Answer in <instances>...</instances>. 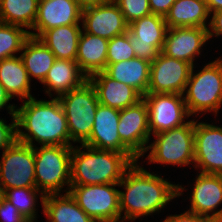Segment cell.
Here are the masks:
<instances>
[{
  "label": "cell",
  "mask_w": 222,
  "mask_h": 222,
  "mask_svg": "<svg viewBox=\"0 0 222 222\" xmlns=\"http://www.w3.org/2000/svg\"><path fill=\"white\" fill-rule=\"evenodd\" d=\"M134 162L118 183L120 213L122 221H135L141 216L159 213L175 198L183 196L187 190L183 185L173 184L159 174L150 172Z\"/></svg>",
  "instance_id": "6da1fadb"
},
{
  "label": "cell",
  "mask_w": 222,
  "mask_h": 222,
  "mask_svg": "<svg viewBox=\"0 0 222 222\" xmlns=\"http://www.w3.org/2000/svg\"><path fill=\"white\" fill-rule=\"evenodd\" d=\"M16 107V141L35 147L73 146L65 112L58 98L37 100L32 97ZM23 129V130H21ZM35 141L38 144H34Z\"/></svg>",
  "instance_id": "7a4b0ae2"
},
{
  "label": "cell",
  "mask_w": 222,
  "mask_h": 222,
  "mask_svg": "<svg viewBox=\"0 0 222 222\" xmlns=\"http://www.w3.org/2000/svg\"><path fill=\"white\" fill-rule=\"evenodd\" d=\"M139 160L133 153L74 145L71 152V185L119 183L125 171Z\"/></svg>",
  "instance_id": "3957f363"
},
{
  "label": "cell",
  "mask_w": 222,
  "mask_h": 222,
  "mask_svg": "<svg viewBox=\"0 0 222 222\" xmlns=\"http://www.w3.org/2000/svg\"><path fill=\"white\" fill-rule=\"evenodd\" d=\"M191 69L183 98L190 116L213 112L217 116L222 106V58L207 63L203 68Z\"/></svg>",
  "instance_id": "277c9868"
},
{
  "label": "cell",
  "mask_w": 222,
  "mask_h": 222,
  "mask_svg": "<svg viewBox=\"0 0 222 222\" xmlns=\"http://www.w3.org/2000/svg\"><path fill=\"white\" fill-rule=\"evenodd\" d=\"M73 146L34 147L36 188L44 195L69 192L71 152Z\"/></svg>",
  "instance_id": "5b68a950"
},
{
  "label": "cell",
  "mask_w": 222,
  "mask_h": 222,
  "mask_svg": "<svg viewBox=\"0 0 222 222\" xmlns=\"http://www.w3.org/2000/svg\"><path fill=\"white\" fill-rule=\"evenodd\" d=\"M155 137V139H154ZM149 142L146 160L151 164L172 166L194 165V119L180 127L154 134Z\"/></svg>",
  "instance_id": "8992f818"
},
{
  "label": "cell",
  "mask_w": 222,
  "mask_h": 222,
  "mask_svg": "<svg viewBox=\"0 0 222 222\" xmlns=\"http://www.w3.org/2000/svg\"><path fill=\"white\" fill-rule=\"evenodd\" d=\"M58 99L65 112L71 141L84 144L90 138L99 105L94 86L87 80Z\"/></svg>",
  "instance_id": "52a82bcc"
},
{
  "label": "cell",
  "mask_w": 222,
  "mask_h": 222,
  "mask_svg": "<svg viewBox=\"0 0 222 222\" xmlns=\"http://www.w3.org/2000/svg\"><path fill=\"white\" fill-rule=\"evenodd\" d=\"M118 183L70 185L78 206L96 222H121Z\"/></svg>",
  "instance_id": "ba28073f"
},
{
  "label": "cell",
  "mask_w": 222,
  "mask_h": 222,
  "mask_svg": "<svg viewBox=\"0 0 222 222\" xmlns=\"http://www.w3.org/2000/svg\"><path fill=\"white\" fill-rule=\"evenodd\" d=\"M2 191L19 187H36L34 147L15 141L2 152L0 159Z\"/></svg>",
  "instance_id": "9c48e42d"
},
{
  "label": "cell",
  "mask_w": 222,
  "mask_h": 222,
  "mask_svg": "<svg viewBox=\"0 0 222 222\" xmlns=\"http://www.w3.org/2000/svg\"><path fill=\"white\" fill-rule=\"evenodd\" d=\"M143 99L148 107L151 135L180 127L191 117L183 94L147 93Z\"/></svg>",
  "instance_id": "30bf717a"
},
{
  "label": "cell",
  "mask_w": 222,
  "mask_h": 222,
  "mask_svg": "<svg viewBox=\"0 0 222 222\" xmlns=\"http://www.w3.org/2000/svg\"><path fill=\"white\" fill-rule=\"evenodd\" d=\"M167 30L165 18L153 13L130 23L127 32L136 57L152 63L163 49Z\"/></svg>",
  "instance_id": "8fae6325"
},
{
  "label": "cell",
  "mask_w": 222,
  "mask_h": 222,
  "mask_svg": "<svg viewBox=\"0 0 222 222\" xmlns=\"http://www.w3.org/2000/svg\"><path fill=\"white\" fill-rule=\"evenodd\" d=\"M194 168L222 175V127L194 119Z\"/></svg>",
  "instance_id": "7c38bea8"
},
{
  "label": "cell",
  "mask_w": 222,
  "mask_h": 222,
  "mask_svg": "<svg viewBox=\"0 0 222 222\" xmlns=\"http://www.w3.org/2000/svg\"><path fill=\"white\" fill-rule=\"evenodd\" d=\"M118 133L121 142L139 159L145 157L151 140L148 107L144 99L120 110Z\"/></svg>",
  "instance_id": "4fadbf2b"
},
{
  "label": "cell",
  "mask_w": 222,
  "mask_h": 222,
  "mask_svg": "<svg viewBox=\"0 0 222 222\" xmlns=\"http://www.w3.org/2000/svg\"><path fill=\"white\" fill-rule=\"evenodd\" d=\"M192 65L160 52L151 63L148 93L183 94Z\"/></svg>",
  "instance_id": "5bb4252c"
},
{
  "label": "cell",
  "mask_w": 222,
  "mask_h": 222,
  "mask_svg": "<svg viewBox=\"0 0 222 222\" xmlns=\"http://www.w3.org/2000/svg\"><path fill=\"white\" fill-rule=\"evenodd\" d=\"M82 30L107 40L127 32L123 13L115 2L91 6L82 9Z\"/></svg>",
  "instance_id": "9a60e30c"
},
{
  "label": "cell",
  "mask_w": 222,
  "mask_h": 222,
  "mask_svg": "<svg viewBox=\"0 0 222 222\" xmlns=\"http://www.w3.org/2000/svg\"><path fill=\"white\" fill-rule=\"evenodd\" d=\"M209 40L208 28L174 27L168 28L162 53L194 66V60L201 55L203 45Z\"/></svg>",
  "instance_id": "2e32d148"
},
{
  "label": "cell",
  "mask_w": 222,
  "mask_h": 222,
  "mask_svg": "<svg viewBox=\"0 0 222 222\" xmlns=\"http://www.w3.org/2000/svg\"><path fill=\"white\" fill-rule=\"evenodd\" d=\"M188 211L222 220V175L199 172L189 197Z\"/></svg>",
  "instance_id": "e0dca14e"
},
{
  "label": "cell",
  "mask_w": 222,
  "mask_h": 222,
  "mask_svg": "<svg viewBox=\"0 0 222 222\" xmlns=\"http://www.w3.org/2000/svg\"><path fill=\"white\" fill-rule=\"evenodd\" d=\"M119 117L120 110L99 103L90 138L84 145L118 153H132L121 142L117 130Z\"/></svg>",
  "instance_id": "ac0fdd59"
},
{
  "label": "cell",
  "mask_w": 222,
  "mask_h": 222,
  "mask_svg": "<svg viewBox=\"0 0 222 222\" xmlns=\"http://www.w3.org/2000/svg\"><path fill=\"white\" fill-rule=\"evenodd\" d=\"M81 18L82 8L75 0H46L38 3L37 18L29 35L38 38L54 27L82 24Z\"/></svg>",
  "instance_id": "d6986e66"
},
{
  "label": "cell",
  "mask_w": 222,
  "mask_h": 222,
  "mask_svg": "<svg viewBox=\"0 0 222 222\" xmlns=\"http://www.w3.org/2000/svg\"><path fill=\"white\" fill-rule=\"evenodd\" d=\"M94 86L100 104L118 110L133 106L143 99L134 88L112 79L104 71L88 78Z\"/></svg>",
  "instance_id": "ffe728a7"
},
{
  "label": "cell",
  "mask_w": 222,
  "mask_h": 222,
  "mask_svg": "<svg viewBox=\"0 0 222 222\" xmlns=\"http://www.w3.org/2000/svg\"><path fill=\"white\" fill-rule=\"evenodd\" d=\"M88 77L81 71L76 61L56 59L41 83L45 93L52 98L82 86ZM53 92V93H52Z\"/></svg>",
  "instance_id": "44dd1931"
},
{
  "label": "cell",
  "mask_w": 222,
  "mask_h": 222,
  "mask_svg": "<svg viewBox=\"0 0 222 222\" xmlns=\"http://www.w3.org/2000/svg\"><path fill=\"white\" fill-rule=\"evenodd\" d=\"M108 41L82 30L79 36L76 62L88 78L106 69Z\"/></svg>",
  "instance_id": "7402d4cb"
},
{
  "label": "cell",
  "mask_w": 222,
  "mask_h": 222,
  "mask_svg": "<svg viewBox=\"0 0 222 222\" xmlns=\"http://www.w3.org/2000/svg\"><path fill=\"white\" fill-rule=\"evenodd\" d=\"M151 63L134 57L126 61L109 64L104 72L114 80L137 90L142 96L148 93Z\"/></svg>",
  "instance_id": "603a6c76"
},
{
  "label": "cell",
  "mask_w": 222,
  "mask_h": 222,
  "mask_svg": "<svg viewBox=\"0 0 222 222\" xmlns=\"http://www.w3.org/2000/svg\"><path fill=\"white\" fill-rule=\"evenodd\" d=\"M0 84L11 99L17 97L25 101L34 97L30 92L31 80L20 55L0 60Z\"/></svg>",
  "instance_id": "cb8c5ba5"
},
{
  "label": "cell",
  "mask_w": 222,
  "mask_h": 222,
  "mask_svg": "<svg viewBox=\"0 0 222 222\" xmlns=\"http://www.w3.org/2000/svg\"><path fill=\"white\" fill-rule=\"evenodd\" d=\"M82 24L59 26L44 31L38 38L50 49L56 59L76 61Z\"/></svg>",
  "instance_id": "d4e9b609"
},
{
  "label": "cell",
  "mask_w": 222,
  "mask_h": 222,
  "mask_svg": "<svg viewBox=\"0 0 222 222\" xmlns=\"http://www.w3.org/2000/svg\"><path fill=\"white\" fill-rule=\"evenodd\" d=\"M205 0H176L165 16L168 28L202 27L208 28L210 20Z\"/></svg>",
  "instance_id": "484cf974"
},
{
  "label": "cell",
  "mask_w": 222,
  "mask_h": 222,
  "mask_svg": "<svg viewBox=\"0 0 222 222\" xmlns=\"http://www.w3.org/2000/svg\"><path fill=\"white\" fill-rule=\"evenodd\" d=\"M42 209L46 222H96L78 206L69 192L45 195Z\"/></svg>",
  "instance_id": "4316f807"
},
{
  "label": "cell",
  "mask_w": 222,
  "mask_h": 222,
  "mask_svg": "<svg viewBox=\"0 0 222 222\" xmlns=\"http://www.w3.org/2000/svg\"><path fill=\"white\" fill-rule=\"evenodd\" d=\"M29 78L43 82L56 57L39 39L29 36L23 44L20 54Z\"/></svg>",
  "instance_id": "83f0119b"
},
{
  "label": "cell",
  "mask_w": 222,
  "mask_h": 222,
  "mask_svg": "<svg viewBox=\"0 0 222 222\" xmlns=\"http://www.w3.org/2000/svg\"><path fill=\"white\" fill-rule=\"evenodd\" d=\"M38 14L37 0H0V22L33 28Z\"/></svg>",
  "instance_id": "f1b7e54d"
},
{
  "label": "cell",
  "mask_w": 222,
  "mask_h": 222,
  "mask_svg": "<svg viewBox=\"0 0 222 222\" xmlns=\"http://www.w3.org/2000/svg\"><path fill=\"white\" fill-rule=\"evenodd\" d=\"M3 197L11 202L30 222H36V211L38 210L36 208L38 207L37 202L40 199L43 207L45 195L36 187H19L5 190L3 192Z\"/></svg>",
  "instance_id": "f546056e"
},
{
  "label": "cell",
  "mask_w": 222,
  "mask_h": 222,
  "mask_svg": "<svg viewBox=\"0 0 222 222\" xmlns=\"http://www.w3.org/2000/svg\"><path fill=\"white\" fill-rule=\"evenodd\" d=\"M29 36L24 27L0 22V60L18 56Z\"/></svg>",
  "instance_id": "4dcf8cb0"
},
{
  "label": "cell",
  "mask_w": 222,
  "mask_h": 222,
  "mask_svg": "<svg viewBox=\"0 0 222 222\" xmlns=\"http://www.w3.org/2000/svg\"><path fill=\"white\" fill-rule=\"evenodd\" d=\"M136 57L133 47L130 45L129 33L115 36L108 41L107 63L126 61Z\"/></svg>",
  "instance_id": "1f68e13d"
},
{
  "label": "cell",
  "mask_w": 222,
  "mask_h": 222,
  "mask_svg": "<svg viewBox=\"0 0 222 222\" xmlns=\"http://www.w3.org/2000/svg\"><path fill=\"white\" fill-rule=\"evenodd\" d=\"M114 2L120 8L128 25L151 14L149 0H115Z\"/></svg>",
  "instance_id": "d6a6232c"
},
{
  "label": "cell",
  "mask_w": 222,
  "mask_h": 222,
  "mask_svg": "<svg viewBox=\"0 0 222 222\" xmlns=\"http://www.w3.org/2000/svg\"><path fill=\"white\" fill-rule=\"evenodd\" d=\"M11 122L7 124L5 119L0 118V150L2 152L16 141V118L11 116Z\"/></svg>",
  "instance_id": "836d02e7"
},
{
  "label": "cell",
  "mask_w": 222,
  "mask_h": 222,
  "mask_svg": "<svg viewBox=\"0 0 222 222\" xmlns=\"http://www.w3.org/2000/svg\"><path fill=\"white\" fill-rule=\"evenodd\" d=\"M0 222H30L4 197L0 200Z\"/></svg>",
  "instance_id": "e575fe53"
},
{
  "label": "cell",
  "mask_w": 222,
  "mask_h": 222,
  "mask_svg": "<svg viewBox=\"0 0 222 222\" xmlns=\"http://www.w3.org/2000/svg\"><path fill=\"white\" fill-rule=\"evenodd\" d=\"M217 220L201 216L198 214H195L193 212H190L188 210L184 211L181 214H175L167 216L163 221L161 222H216Z\"/></svg>",
  "instance_id": "d590c367"
},
{
  "label": "cell",
  "mask_w": 222,
  "mask_h": 222,
  "mask_svg": "<svg viewBox=\"0 0 222 222\" xmlns=\"http://www.w3.org/2000/svg\"><path fill=\"white\" fill-rule=\"evenodd\" d=\"M210 21L208 26L209 40L212 37L222 36V10L210 13Z\"/></svg>",
  "instance_id": "8d00e7d4"
},
{
  "label": "cell",
  "mask_w": 222,
  "mask_h": 222,
  "mask_svg": "<svg viewBox=\"0 0 222 222\" xmlns=\"http://www.w3.org/2000/svg\"><path fill=\"white\" fill-rule=\"evenodd\" d=\"M176 0H149L151 13L165 18Z\"/></svg>",
  "instance_id": "74e56055"
},
{
  "label": "cell",
  "mask_w": 222,
  "mask_h": 222,
  "mask_svg": "<svg viewBox=\"0 0 222 222\" xmlns=\"http://www.w3.org/2000/svg\"><path fill=\"white\" fill-rule=\"evenodd\" d=\"M10 100L12 101L11 97L6 93L4 87L0 84V111L6 108L9 115L15 116L17 105L15 106V104H10Z\"/></svg>",
  "instance_id": "f35d334b"
},
{
  "label": "cell",
  "mask_w": 222,
  "mask_h": 222,
  "mask_svg": "<svg viewBox=\"0 0 222 222\" xmlns=\"http://www.w3.org/2000/svg\"><path fill=\"white\" fill-rule=\"evenodd\" d=\"M77 4L82 8H87L91 6H97L108 2L107 0H75Z\"/></svg>",
  "instance_id": "ab89813d"
},
{
  "label": "cell",
  "mask_w": 222,
  "mask_h": 222,
  "mask_svg": "<svg viewBox=\"0 0 222 222\" xmlns=\"http://www.w3.org/2000/svg\"><path fill=\"white\" fill-rule=\"evenodd\" d=\"M209 13L222 10V0H205Z\"/></svg>",
  "instance_id": "60d3db41"
},
{
  "label": "cell",
  "mask_w": 222,
  "mask_h": 222,
  "mask_svg": "<svg viewBox=\"0 0 222 222\" xmlns=\"http://www.w3.org/2000/svg\"><path fill=\"white\" fill-rule=\"evenodd\" d=\"M2 197H3V191H2V188L0 186V200H1Z\"/></svg>",
  "instance_id": "b9f144b4"
},
{
  "label": "cell",
  "mask_w": 222,
  "mask_h": 222,
  "mask_svg": "<svg viewBox=\"0 0 222 222\" xmlns=\"http://www.w3.org/2000/svg\"><path fill=\"white\" fill-rule=\"evenodd\" d=\"M43 1H46V0H37L38 3L43 2Z\"/></svg>",
  "instance_id": "7bdbcfd3"
}]
</instances>
